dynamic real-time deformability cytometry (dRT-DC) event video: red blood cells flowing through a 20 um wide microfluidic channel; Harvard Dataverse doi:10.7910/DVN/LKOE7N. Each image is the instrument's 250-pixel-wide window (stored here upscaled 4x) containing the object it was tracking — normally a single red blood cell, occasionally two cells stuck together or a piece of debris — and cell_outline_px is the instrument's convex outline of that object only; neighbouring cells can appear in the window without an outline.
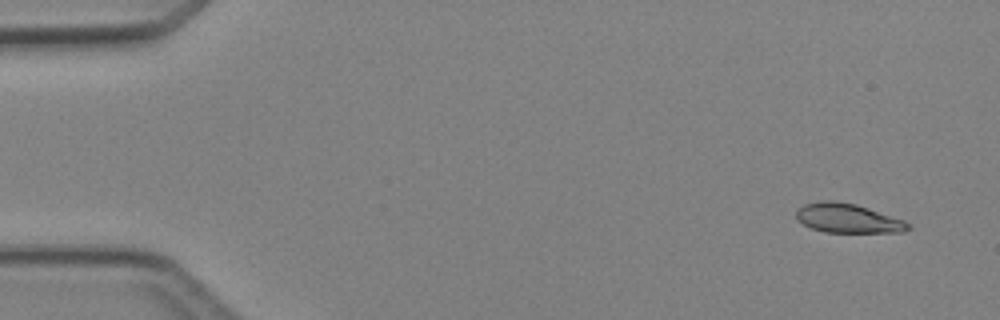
{"species": "Egyptian fruit bat (a non-hibernating species)", "species_latin": "Rousettus aegyptiacus", "temperature_condition": "cold", "stored_images_in_passage": 4, "camera_frame_rate_fps": 3000, "um_per_image_px": 0.085, "animal": {"sex": "female"}, "frame": {"image": 1, "passage_image": 1, "time_ms": 0.0, "image_size_px": [1000, 320], "cell_outline_px": [[912, 228], [904, 232], [824, 232], [812, 228], [796, 220], [796, 212], [804, 204], [824, 200], [832, 200], [856, 204], [904, 220]], "centroid_in_image_um": [72.06, 18.55], "position_along_channel_um": 12.9, "area_um2": 18.96}}
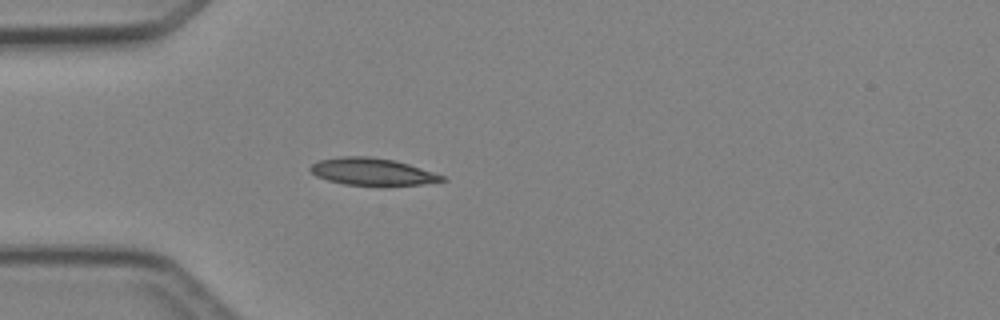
{"frame": {"image": 2, "passage_image": 4, "time_ms": 3.667, "image_size_px": [1000, 320], "cell_outline_px": [[448, 180], [424, 184], [344, 184], [328, 180], [316, 176], [308, 168], [316, 160], [340, 156], [368, 156], [396, 160], [444, 176]], "centroid_in_image_um": [31.59, 14.56], "position_along_channel_um": 53.4, "area_um2": 20.52}}